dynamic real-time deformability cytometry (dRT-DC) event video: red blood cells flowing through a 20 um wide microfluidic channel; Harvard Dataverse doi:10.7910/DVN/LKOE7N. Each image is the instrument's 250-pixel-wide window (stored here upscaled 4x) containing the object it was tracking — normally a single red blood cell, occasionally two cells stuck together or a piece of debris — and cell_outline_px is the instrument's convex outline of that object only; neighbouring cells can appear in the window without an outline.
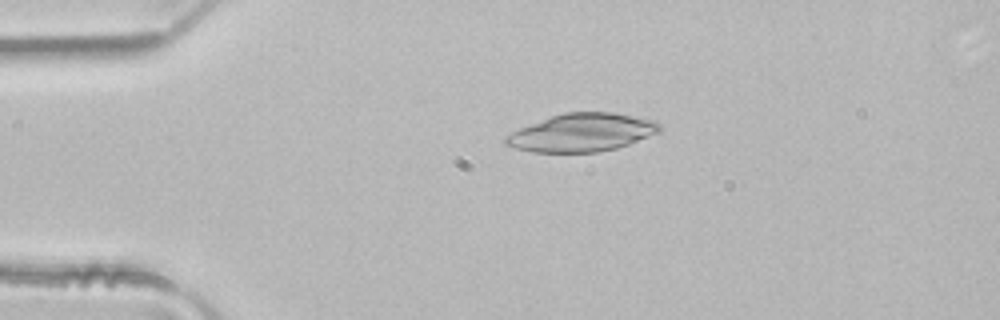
{"species": "common noctule bat (a hibernating species)", "species_latin": "Nyctalus noctula", "temperature_condition": "room temperature", "stored_images_in_passage": 4, "segment_of_instrument_passage": [2, 2], "camera_frame_rate_fps": 3000, "um_per_image_px": 0.085, "animal": {"sex": "male", "body_mass_g": 21.5, "forearm_length_mm": 52.0}, "frame": {"image": 1, "passage_image": 4, "time_ms": 1.0, "image_size_px": [1000, 320], "cell_outline_px": [[664, 128], [660, 132], [628, 144], [616, 148], [596, 152], [532, 152], [516, 148], [504, 144], [504, 136], [520, 128], [552, 116], [564, 112], [612, 112], [656, 120]], "centroid_in_image_um": [49.49, 11.26], "position_along_channel_um": 35.5, "area_um2": 34.04}}